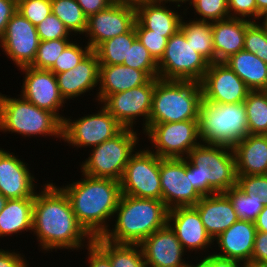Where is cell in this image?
I'll use <instances>...</instances> for the list:
<instances>
[{
  "instance_id": "cell-1",
  "label": "cell",
  "mask_w": 267,
  "mask_h": 267,
  "mask_svg": "<svg viewBox=\"0 0 267 267\" xmlns=\"http://www.w3.org/2000/svg\"><path fill=\"white\" fill-rule=\"evenodd\" d=\"M32 231L45 251L78 250L84 246L82 242L88 240V245L94 239L78 222L65 192L53 183L35 193Z\"/></svg>"
},
{
  "instance_id": "cell-2",
  "label": "cell",
  "mask_w": 267,
  "mask_h": 267,
  "mask_svg": "<svg viewBox=\"0 0 267 267\" xmlns=\"http://www.w3.org/2000/svg\"><path fill=\"white\" fill-rule=\"evenodd\" d=\"M81 181L61 189L68 197L78 222L94 238L108 230L118 206L121 193L120 181L112 178L92 177L82 174Z\"/></svg>"
},
{
  "instance_id": "cell-3",
  "label": "cell",
  "mask_w": 267,
  "mask_h": 267,
  "mask_svg": "<svg viewBox=\"0 0 267 267\" xmlns=\"http://www.w3.org/2000/svg\"><path fill=\"white\" fill-rule=\"evenodd\" d=\"M168 211L163 201L122 194L114 212L115 227L101 237L116 244H140L167 224Z\"/></svg>"
},
{
  "instance_id": "cell-4",
  "label": "cell",
  "mask_w": 267,
  "mask_h": 267,
  "mask_svg": "<svg viewBox=\"0 0 267 267\" xmlns=\"http://www.w3.org/2000/svg\"><path fill=\"white\" fill-rule=\"evenodd\" d=\"M186 158L192 186L202 197L224 193L237 185L236 159L232 147L200 143Z\"/></svg>"
},
{
  "instance_id": "cell-5",
  "label": "cell",
  "mask_w": 267,
  "mask_h": 267,
  "mask_svg": "<svg viewBox=\"0 0 267 267\" xmlns=\"http://www.w3.org/2000/svg\"><path fill=\"white\" fill-rule=\"evenodd\" d=\"M202 98L198 81L155 78L149 124L198 120Z\"/></svg>"
},
{
  "instance_id": "cell-6",
  "label": "cell",
  "mask_w": 267,
  "mask_h": 267,
  "mask_svg": "<svg viewBox=\"0 0 267 267\" xmlns=\"http://www.w3.org/2000/svg\"><path fill=\"white\" fill-rule=\"evenodd\" d=\"M201 143L234 147L248 133L244 102L215 104L202 98L198 115Z\"/></svg>"
},
{
  "instance_id": "cell-7",
  "label": "cell",
  "mask_w": 267,
  "mask_h": 267,
  "mask_svg": "<svg viewBox=\"0 0 267 267\" xmlns=\"http://www.w3.org/2000/svg\"><path fill=\"white\" fill-rule=\"evenodd\" d=\"M19 96L11 98L0 94V131L24 137L48 135L62 138L63 122L54 113L38 108Z\"/></svg>"
},
{
  "instance_id": "cell-8",
  "label": "cell",
  "mask_w": 267,
  "mask_h": 267,
  "mask_svg": "<svg viewBox=\"0 0 267 267\" xmlns=\"http://www.w3.org/2000/svg\"><path fill=\"white\" fill-rule=\"evenodd\" d=\"M137 135L133 129L123 128L114 137L93 147L91 155L82 162V174L120 181L126 164L137 150L134 149L139 141Z\"/></svg>"
},
{
  "instance_id": "cell-9",
  "label": "cell",
  "mask_w": 267,
  "mask_h": 267,
  "mask_svg": "<svg viewBox=\"0 0 267 267\" xmlns=\"http://www.w3.org/2000/svg\"><path fill=\"white\" fill-rule=\"evenodd\" d=\"M209 65L210 62L195 51L179 29L168 39L165 53L158 62V78L200 82Z\"/></svg>"
},
{
  "instance_id": "cell-10",
  "label": "cell",
  "mask_w": 267,
  "mask_h": 267,
  "mask_svg": "<svg viewBox=\"0 0 267 267\" xmlns=\"http://www.w3.org/2000/svg\"><path fill=\"white\" fill-rule=\"evenodd\" d=\"M120 187L124 195L162 201L160 157L149 148L135 152L126 164Z\"/></svg>"
},
{
  "instance_id": "cell-11",
  "label": "cell",
  "mask_w": 267,
  "mask_h": 267,
  "mask_svg": "<svg viewBox=\"0 0 267 267\" xmlns=\"http://www.w3.org/2000/svg\"><path fill=\"white\" fill-rule=\"evenodd\" d=\"M148 135L160 158H185L199 142L198 120L172 123L148 124L144 134ZM186 155V156H185Z\"/></svg>"
},
{
  "instance_id": "cell-12",
  "label": "cell",
  "mask_w": 267,
  "mask_h": 267,
  "mask_svg": "<svg viewBox=\"0 0 267 267\" xmlns=\"http://www.w3.org/2000/svg\"><path fill=\"white\" fill-rule=\"evenodd\" d=\"M72 121L65 118L62 140L75 147H95L117 135L124 127L104 108Z\"/></svg>"
},
{
  "instance_id": "cell-13",
  "label": "cell",
  "mask_w": 267,
  "mask_h": 267,
  "mask_svg": "<svg viewBox=\"0 0 267 267\" xmlns=\"http://www.w3.org/2000/svg\"><path fill=\"white\" fill-rule=\"evenodd\" d=\"M162 201L168 209L195 206L202 196L194 189L187 158H160Z\"/></svg>"
},
{
  "instance_id": "cell-14",
  "label": "cell",
  "mask_w": 267,
  "mask_h": 267,
  "mask_svg": "<svg viewBox=\"0 0 267 267\" xmlns=\"http://www.w3.org/2000/svg\"><path fill=\"white\" fill-rule=\"evenodd\" d=\"M155 78L146 84L109 95L102 103L104 108L124 127L133 128L138 117H143V130L149 124Z\"/></svg>"
},
{
  "instance_id": "cell-15",
  "label": "cell",
  "mask_w": 267,
  "mask_h": 267,
  "mask_svg": "<svg viewBox=\"0 0 267 267\" xmlns=\"http://www.w3.org/2000/svg\"><path fill=\"white\" fill-rule=\"evenodd\" d=\"M135 20L134 4L115 1L88 18L85 32L86 37H89L87 44L95 50L104 41L128 32Z\"/></svg>"
},
{
  "instance_id": "cell-16",
  "label": "cell",
  "mask_w": 267,
  "mask_h": 267,
  "mask_svg": "<svg viewBox=\"0 0 267 267\" xmlns=\"http://www.w3.org/2000/svg\"><path fill=\"white\" fill-rule=\"evenodd\" d=\"M200 85L203 99L215 104L244 102L251 91L224 62L210 63Z\"/></svg>"
},
{
  "instance_id": "cell-17",
  "label": "cell",
  "mask_w": 267,
  "mask_h": 267,
  "mask_svg": "<svg viewBox=\"0 0 267 267\" xmlns=\"http://www.w3.org/2000/svg\"><path fill=\"white\" fill-rule=\"evenodd\" d=\"M40 38L36 26L16 12L8 21L6 31L0 39V47L15 62L17 67L30 66L36 56Z\"/></svg>"
},
{
  "instance_id": "cell-18",
  "label": "cell",
  "mask_w": 267,
  "mask_h": 267,
  "mask_svg": "<svg viewBox=\"0 0 267 267\" xmlns=\"http://www.w3.org/2000/svg\"><path fill=\"white\" fill-rule=\"evenodd\" d=\"M19 70L25 72L21 96L38 108L54 113L63 122L66 117L60 116L58 111L64 106L65 100L58 88L56 75L50 70L31 66Z\"/></svg>"
},
{
  "instance_id": "cell-19",
  "label": "cell",
  "mask_w": 267,
  "mask_h": 267,
  "mask_svg": "<svg viewBox=\"0 0 267 267\" xmlns=\"http://www.w3.org/2000/svg\"><path fill=\"white\" fill-rule=\"evenodd\" d=\"M148 267H192L182 258L185 250L168 223L140 244Z\"/></svg>"
},
{
  "instance_id": "cell-20",
  "label": "cell",
  "mask_w": 267,
  "mask_h": 267,
  "mask_svg": "<svg viewBox=\"0 0 267 267\" xmlns=\"http://www.w3.org/2000/svg\"><path fill=\"white\" fill-rule=\"evenodd\" d=\"M167 223L186 251L189 249V252L191 250L197 252L199 249L204 250L215 244L207 233L198 211L193 206L169 209Z\"/></svg>"
},
{
  "instance_id": "cell-21",
  "label": "cell",
  "mask_w": 267,
  "mask_h": 267,
  "mask_svg": "<svg viewBox=\"0 0 267 267\" xmlns=\"http://www.w3.org/2000/svg\"><path fill=\"white\" fill-rule=\"evenodd\" d=\"M34 179L25 162L0 148V193L3 196L7 199L35 197Z\"/></svg>"
},
{
  "instance_id": "cell-22",
  "label": "cell",
  "mask_w": 267,
  "mask_h": 267,
  "mask_svg": "<svg viewBox=\"0 0 267 267\" xmlns=\"http://www.w3.org/2000/svg\"><path fill=\"white\" fill-rule=\"evenodd\" d=\"M99 60L91 50L73 69L56 74L58 88L64 100L93 90L99 84Z\"/></svg>"
},
{
  "instance_id": "cell-23",
  "label": "cell",
  "mask_w": 267,
  "mask_h": 267,
  "mask_svg": "<svg viewBox=\"0 0 267 267\" xmlns=\"http://www.w3.org/2000/svg\"><path fill=\"white\" fill-rule=\"evenodd\" d=\"M256 233L253 221L238 220L215 239L221 252L214 254L240 263L251 260Z\"/></svg>"
},
{
  "instance_id": "cell-24",
  "label": "cell",
  "mask_w": 267,
  "mask_h": 267,
  "mask_svg": "<svg viewBox=\"0 0 267 267\" xmlns=\"http://www.w3.org/2000/svg\"><path fill=\"white\" fill-rule=\"evenodd\" d=\"M193 207L198 211L207 233L214 241L239 220L230 199L224 193L203 196Z\"/></svg>"
},
{
  "instance_id": "cell-25",
  "label": "cell",
  "mask_w": 267,
  "mask_h": 267,
  "mask_svg": "<svg viewBox=\"0 0 267 267\" xmlns=\"http://www.w3.org/2000/svg\"><path fill=\"white\" fill-rule=\"evenodd\" d=\"M253 21L227 18L211 22L215 62H224L230 56L243 50L246 28Z\"/></svg>"
},
{
  "instance_id": "cell-26",
  "label": "cell",
  "mask_w": 267,
  "mask_h": 267,
  "mask_svg": "<svg viewBox=\"0 0 267 267\" xmlns=\"http://www.w3.org/2000/svg\"><path fill=\"white\" fill-rule=\"evenodd\" d=\"M151 78L142 70L134 69L123 64L100 65L99 89L97 101L102 102L114 93L146 84ZM100 90V91H99Z\"/></svg>"
},
{
  "instance_id": "cell-27",
  "label": "cell",
  "mask_w": 267,
  "mask_h": 267,
  "mask_svg": "<svg viewBox=\"0 0 267 267\" xmlns=\"http://www.w3.org/2000/svg\"><path fill=\"white\" fill-rule=\"evenodd\" d=\"M233 151L237 176L267 174V135L248 134Z\"/></svg>"
},
{
  "instance_id": "cell-28",
  "label": "cell",
  "mask_w": 267,
  "mask_h": 267,
  "mask_svg": "<svg viewBox=\"0 0 267 267\" xmlns=\"http://www.w3.org/2000/svg\"><path fill=\"white\" fill-rule=\"evenodd\" d=\"M162 5V6H161ZM136 20L152 33L170 38L180 29L182 17L178 12L156 1H143L135 5Z\"/></svg>"
},
{
  "instance_id": "cell-29",
  "label": "cell",
  "mask_w": 267,
  "mask_h": 267,
  "mask_svg": "<svg viewBox=\"0 0 267 267\" xmlns=\"http://www.w3.org/2000/svg\"><path fill=\"white\" fill-rule=\"evenodd\" d=\"M251 91L267 90V64L251 52L241 50L224 61Z\"/></svg>"
},
{
  "instance_id": "cell-30",
  "label": "cell",
  "mask_w": 267,
  "mask_h": 267,
  "mask_svg": "<svg viewBox=\"0 0 267 267\" xmlns=\"http://www.w3.org/2000/svg\"><path fill=\"white\" fill-rule=\"evenodd\" d=\"M33 206L34 197L8 199L0 213V236L32 231Z\"/></svg>"
},
{
  "instance_id": "cell-31",
  "label": "cell",
  "mask_w": 267,
  "mask_h": 267,
  "mask_svg": "<svg viewBox=\"0 0 267 267\" xmlns=\"http://www.w3.org/2000/svg\"><path fill=\"white\" fill-rule=\"evenodd\" d=\"M93 243L109 258L112 267H148L139 244H116L101 236Z\"/></svg>"
},
{
  "instance_id": "cell-32",
  "label": "cell",
  "mask_w": 267,
  "mask_h": 267,
  "mask_svg": "<svg viewBox=\"0 0 267 267\" xmlns=\"http://www.w3.org/2000/svg\"><path fill=\"white\" fill-rule=\"evenodd\" d=\"M189 20L187 23L182 19L180 29L191 46L204 56L210 63L215 62V52L213 49L211 22Z\"/></svg>"
},
{
  "instance_id": "cell-33",
  "label": "cell",
  "mask_w": 267,
  "mask_h": 267,
  "mask_svg": "<svg viewBox=\"0 0 267 267\" xmlns=\"http://www.w3.org/2000/svg\"><path fill=\"white\" fill-rule=\"evenodd\" d=\"M137 38L134 26L126 33L108 39L101 43L94 51L100 65H119L127 59L129 47Z\"/></svg>"
},
{
  "instance_id": "cell-34",
  "label": "cell",
  "mask_w": 267,
  "mask_h": 267,
  "mask_svg": "<svg viewBox=\"0 0 267 267\" xmlns=\"http://www.w3.org/2000/svg\"><path fill=\"white\" fill-rule=\"evenodd\" d=\"M248 133L267 135V90L250 91L244 100Z\"/></svg>"
},
{
  "instance_id": "cell-35",
  "label": "cell",
  "mask_w": 267,
  "mask_h": 267,
  "mask_svg": "<svg viewBox=\"0 0 267 267\" xmlns=\"http://www.w3.org/2000/svg\"><path fill=\"white\" fill-rule=\"evenodd\" d=\"M51 7L52 14L65 25L70 33L85 34L88 18L76 0H51Z\"/></svg>"
},
{
  "instance_id": "cell-36",
  "label": "cell",
  "mask_w": 267,
  "mask_h": 267,
  "mask_svg": "<svg viewBox=\"0 0 267 267\" xmlns=\"http://www.w3.org/2000/svg\"><path fill=\"white\" fill-rule=\"evenodd\" d=\"M224 194L230 199L239 220L254 222L264 207L263 199L253 193H244L237 185Z\"/></svg>"
},
{
  "instance_id": "cell-37",
  "label": "cell",
  "mask_w": 267,
  "mask_h": 267,
  "mask_svg": "<svg viewBox=\"0 0 267 267\" xmlns=\"http://www.w3.org/2000/svg\"><path fill=\"white\" fill-rule=\"evenodd\" d=\"M123 65L142 70L150 78H158V63L153 59L147 48L138 38H136L131 47H129V53Z\"/></svg>"
},
{
  "instance_id": "cell-38",
  "label": "cell",
  "mask_w": 267,
  "mask_h": 267,
  "mask_svg": "<svg viewBox=\"0 0 267 267\" xmlns=\"http://www.w3.org/2000/svg\"><path fill=\"white\" fill-rule=\"evenodd\" d=\"M70 39H54L40 41L35 59L30 65L32 68L50 70L58 56L71 43Z\"/></svg>"
},
{
  "instance_id": "cell-39",
  "label": "cell",
  "mask_w": 267,
  "mask_h": 267,
  "mask_svg": "<svg viewBox=\"0 0 267 267\" xmlns=\"http://www.w3.org/2000/svg\"><path fill=\"white\" fill-rule=\"evenodd\" d=\"M195 13L202 16L199 21L214 22L230 17L228 0H192Z\"/></svg>"
},
{
  "instance_id": "cell-40",
  "label": "cell",
  "mask_w": 267,
  "mask_h": 267,
  "mask_svg": "<svg viewBox=\"0 0 267 267\" xmlns=\"http://www.w3.org/2000/svg\"><path fill=\"white\" fill-rule=\"evenodd\" d=\"M91 50L88 44L83 48L72 41L58 56L50 71L56 75L73 69Z\"/></svg>"
},
{
  "instance_id": "cell-41",
  "label": "cell",
  "mask_w": 267,
  "mask_h": 267,
  "mask_svg": "<svg viewBox=\"0 0 267 267\" xmlns=\"http://www.w3.org/2000/svg\"><path fill=\"white\" fill-rule=\"evenodd\" d=\"M134 28L138 40L158 63L165 53L168 38L163 37V34L152 33L151 30L145 29L137 20H135Z\"/></svg>"
},
{
  "instance_id": "cell-42",
  "label": "cell",
  "mask_w": 267,
  "mask_h": 267,
  "mask_svg": "<svg viewBox=\"0 0 267 267\" xmlns=\"http://www.w3.org/2000/svg\"><path fill=\"white\" fill-rule=\"evenodd\" d=\"M243 50L255 54L267 64V33L256 21L246 28Z\"/></svg>"
},
{
  "instance_id": "cell-43",
  "label": "cell",
  "mask_w": 267,
  "mask_h": 267,
  "mask_svg": "<svg viewBox=\"0 0 267 267\" xmlns=\"http://www.w3.org/2000/svg\"><path fill=\"white\" fill-rule=\"evenodd\" d=\"M17 12L37 26L52 14L51 0H17Z\"/></svg>"
},
{
  "instance_id": "cell-44",
  "label": "cell",
  "mask_w": 267,
  "mask_h": 267,
  "mask_svg": "<svg viewBox=\"0 0 267 267\" xmlns=\"http://www.w3.org/2000/svg\"><path fill=\"white\" fill-rule=\"evenodd\" d=\"M40 41L54 39H70V33L65 25L54 15L50 14L36 26Z\"/></svg>"
},
{
  "instance_id": "cell-45",
  "label": "cell",
  "mask_w": 267,
  "mask_h": 267,
  "mask_svg": "<svg viewBox=\"0 0 267 267\" xmlns=\"http://www.w3.org/2000/svg\"><path fill=\"white\" fill-rule=\"evenodd\" d=\"M237 186L244 193H253L267 205V174L237 176Z\"/></svg>"
},
{
  "instance_id": "cell-46",
  "label": "cell",
  "mask_w": 267,
  "mask_h": 267,
  "mask_svg": "<svg viewBox=\"0 0 267 267\" xmlns=\"http://www.w3.org/2000/svg\"><path fill=\"white\" fill-rule=\"evenodd\" d=\"M228 9L231 18L245 19L248 17V21L255 22L260 16L255 0H228ZM249 17H253V19Z\"/></svg>"
},
{
  "instance_id": "cell-47",
  "label": "cell",
  "mask_w": 267,
  "mask_h": 267,
  "mask_svg": "<svg viewBox=\"0 0 267 267\" xmlns=\"http://www.w3.org/2000/svg\"><path fill=\"white\" fill-rule=\"evenodd\" d=\"M17 12V0H0V39L3 37L8 21Z\"/></svg>"
},
{
  "instance_id": "cell-48",
  "label": "cell",
  "mask_w": 267,
  "mask_h": 267,
  "mask_svg": "<svg viewBox=\"0 0 267 267\" xmlns=\"http://www.w3.org/2000/svg\"><path fill=\"white\" fill-rule=\"evenodd\" d=\"M241 263L238 261L230 260L220 256L212 255L204 256V258L192 267H240Z\"/></svg>"
},
{
  "instance_id": "cell-49",
  "label": "cell",
  "mask_w": 267,
  "mask_h": 267,
  "mask_svg": "<svg viewBox=\"0 0 267 267\" xmlns=\"http://www.w3.org/2000/svg\"><path fill=\"white\" fill-rule=\"evenodd\" d=\"M251 260L267 263V233L257 232Z\"/></svg>"
},
{
  "instance_id": "cell-50",
  "label": "cell",
  "mask_w": 267,
  "mask_h": 267,
  "mask_svg": "<svg viewBox=\"0 0 267 267\" xmlns=\"http://www.w3.org/2000/svg\"><path fill=\"white\" fill-rule=\"evenodd\" d=\"M78 5L82 8L83 13L87 18L106 9L115 0H76Z\"/></svg>"
},
{
  "instance_id": "cell-51",
  "label": "cell",
  "mask_w": 267,
  "mask_h": 267,
  "mask_svg": "<svg viewBox=\"0 0 267 267\" xmlns=\"http://www.w3.org/2000/svg\"><path fill=\"white\" fill-rule=\"evenodd\" d=\"M85 247L89 251V267H112L109 258L93 242Z\"/></svg>"
},
{
  "instance_id": "cell-52",
  "label": "cell",
  "mask_w": 267,
  "mask_h": 267,
  "mask_svg": "<svg viewBox=\"0 0 267 267\" xmlns=\"http://www.w3.org/2000/svg\"><path fill=\"white\" fill-rule=\"evenodd\" d=\"M21 254L0 249V267H29Z\"/></svg>"
},
{
  "instance_id": "cell-53",
  "label": "cell",
  "mask_w": 267,
  "mask_h": 267,
  "mask_svg": "<svg viewBox=\"0 0 267 267\" xmlns=\"http://www.w3.org/2000/svg\"><path fill=\"white\" fill-rule=\"evenodd\" d=\"M257 232L267 233V205H264L262 211L254 221Z\"/></svg>"
},
{
  "instance_id": "cell-54",
  "label": "cell",
  "mask_w": 267,
  "mask_h": 267,
  "mask_svg": "<svg viewBox=\"0 0 267 267\" xmlns=\"http://www.w3.org/2000/svg\"><path fill=\"white\" fill-rule=\"evenodd\" d=\"M240 267H267V263L248 260L242 262Z\"/></svg>"
},
{
  "instance_id": "cell-55",
  "label": "cell",
  "mask_w": 267,
  "mask_h": 267,
  "mask_svg": "<svg viewBox=\"0 0 267 267\" xmlns=\"http://www.w3.org/2000/svg\"><path fill=\"white\" fill-rule=\"evenodd\" d=\"M263 18V22L262 24H259L263 29L264 31L267 33V9L264 10L262 13H260V16L258 18V20L260 21V19Z\"/></svg>"
},
{
  "instance_id": "cell-56",
  "label": "cell",
  "mask_w": 267,
  "mask_h": 267,
  "mask_svg": "<svg viewBox=\"0 0 267 267\" xmlns=\"http://www.w3.org/2000/svg\"><path fill=\"white\" fill-rule=\"evenodd\" d=\"M255 1L257 6V11L259 13H262L264 10L267 9V0H255Z\"/></svg>"
},
{
  "instance_id": "cell-57",
  "label": "cell",
  "mask_w": 267,
  "mask_h": 267,
  "mask_svg": "<svg viewBox=\"0 0 267 267\" xmlns=\"http://www.w3.org/2000/svg\"><path fill=\"white\" fill-rule=\"evenodd\" d=\"M152 1L160 2V3H164V4L167 3V2H172V3L176 2L175 5L178 4L177 5V8H178V7L182 6L181 3L183 4V3H186L188 1L191 2L192 0H152Z\"/></svg>"
},
{
  "instance_id": "cell-58",
  "label": "cell",
  "mask_w": 267,
  "mask_h": 267,
  "mask_svg": "<svg viewBox=\"0 0 267 267\" xmlns=\"http://www.w3.org/2000/svg\"><path fill=\"white\" fill-rule=\"evenodd\" d=\"M7 200L8 199L0 193V213L2 212L3 208L5 207Z\"/></svg>"
},
{
  "instance_id": "cell-59",
  "label": "cell",
  "mask_w": 267,
  "mask_h": 267,
  "mask_svg": "<svg viewBox=\"0 0 267 267\" xmlns=\"http://www.w3.org/2000/svg\"><path fill=\"white\" fill-rule=\"evenodd\" d=\"M122 3H130L136 5L137 3L143 2V1H150V0H115Z\"/></svg>"
}]
</instances>
